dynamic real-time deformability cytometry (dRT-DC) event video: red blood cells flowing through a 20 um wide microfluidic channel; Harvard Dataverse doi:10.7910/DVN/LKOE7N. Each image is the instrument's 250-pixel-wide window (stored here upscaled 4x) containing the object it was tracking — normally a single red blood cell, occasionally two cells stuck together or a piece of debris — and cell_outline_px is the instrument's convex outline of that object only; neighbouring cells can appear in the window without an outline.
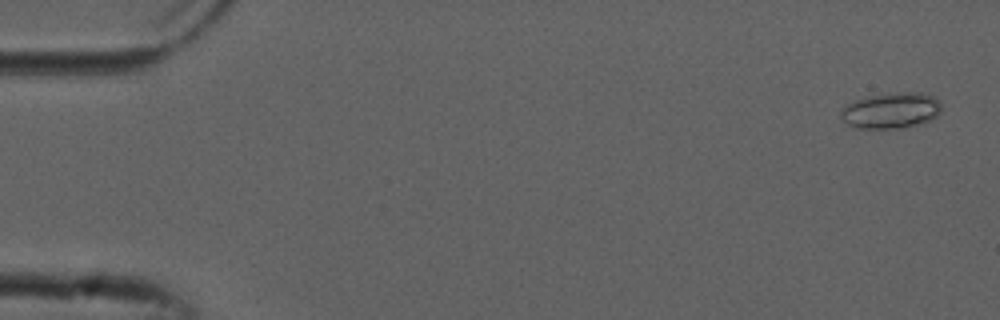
{"species": "common noctule bat (a hibernating species)", "species_latin": "Nyctalus noctula", "temperature_condition": "cold", "stored_images_in_passage": 54, "camera_frame_rate_fps": 3000, "um_per_image_px": 0.085, "animal": {"sex": "male", "forearm_length_mm": 52.5}, "frame": {"image": 1, "passage_image": 2, "time_ms": 0.333, "image_size_px": [1000, 320], "cell_outline_px": [[940, 112], [936, 116], [924, 124], [904, 128], [856, 128], [848, 124], [840, 116], [840, 112], [848, 104], [856, 100], [868, 96], [904, 92], [924, 92], [940, 100]], "centroid_in_image_um": [75.79, 9.4], "position_along_channel_um": 9.2, "area_um2": 21.04}}
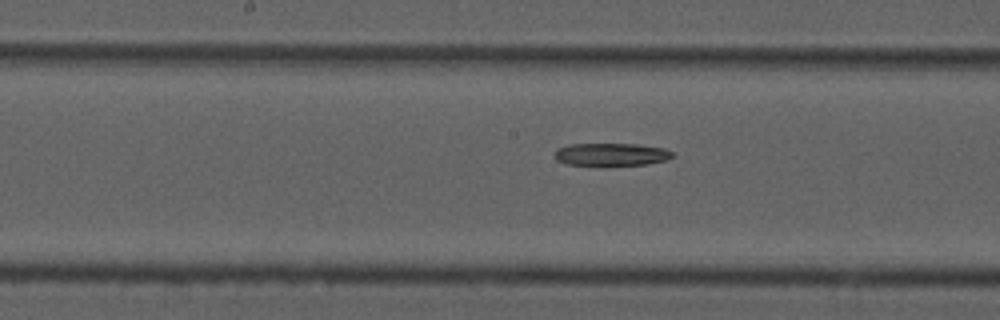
{"frame": {"image": 2, "passage_image": 27, "time_ms": 8.667, "image_size_px": [1000, 320], "cell_outline_px": [[676, 156], [668, 160], [648, 164], [608, 168], [568, 164], [556, 160], [556, 148], [568, 144], [636, 144], [664, 148], [672, 152]], "centroid_in_image_um": [51.98, 13.17], "position_along_channel_um": 196.2, "area_um2": 16.47}}
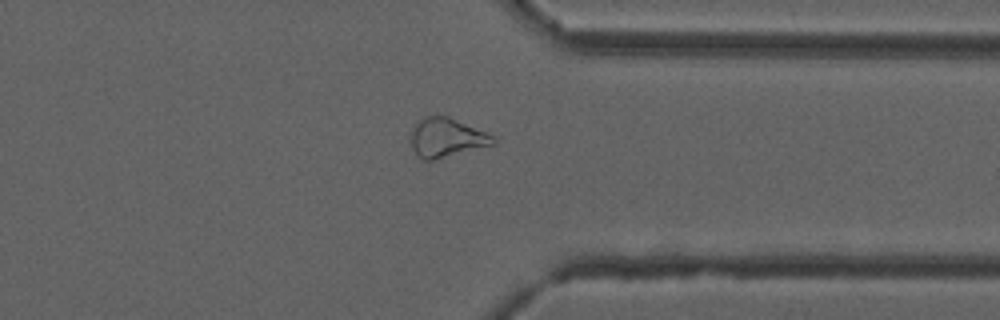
{"frame": {"image": 3, "passage_image": 41, "time_ms": 13.333, "image_size_px": [1000, 320], "cell_outline_px": [[496, 144], [436, 160], [424, 160], [412, 148], [412, 132], [416, 124], [420, 120], [428, 116], [448, 116], [496, 136]], "centroid_in_image_um": [38.03, 11.72], "position_along_channel_um": 373.4, "area_um2": 18.61}}